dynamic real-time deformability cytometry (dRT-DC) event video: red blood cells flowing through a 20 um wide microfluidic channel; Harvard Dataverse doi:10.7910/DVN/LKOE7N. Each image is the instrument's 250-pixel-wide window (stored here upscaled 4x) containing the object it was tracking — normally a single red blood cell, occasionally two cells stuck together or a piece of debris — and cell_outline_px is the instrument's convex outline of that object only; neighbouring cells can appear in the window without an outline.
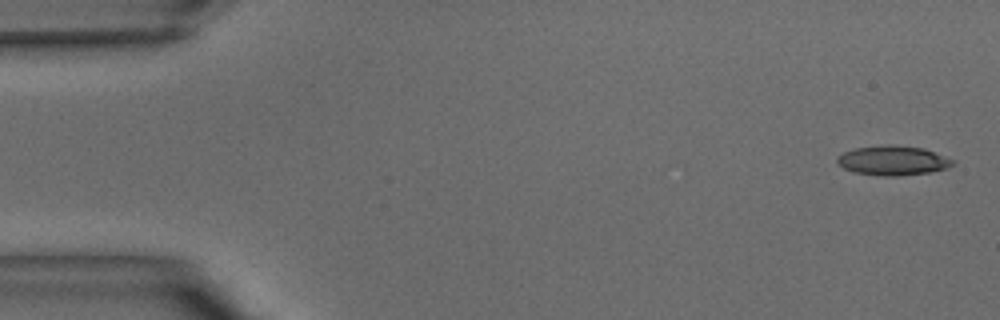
{"species": "common noctule bat (a hibernating species)", "species_latin": "Nyctalus noctula", "temperature_condition": "warm", "stored_images_in_passage": 36, "camera_frame_rate_fps": 3000, "um_per_image_px": 0.085, "animal": {"sex": "male", "body_mass_g": 15.6}, "frame": {"image": 1, "passage_image": 1, "time_ms": 0.0, "image_size_px": [1000, 320], "cell_outline_px": [[956, 160], [948, 168], [928, 172], [896, 176], [880, 176], [856, 172], [844, 168], [836, 160], [836, 156], [844, 152], [856, 148], [888, 144], [892, 144], [924, 148]], "centroid_in_image_um": [75.91, 13.63], "position_along_channel_um": 9.1, "area_um2": 19.83}}